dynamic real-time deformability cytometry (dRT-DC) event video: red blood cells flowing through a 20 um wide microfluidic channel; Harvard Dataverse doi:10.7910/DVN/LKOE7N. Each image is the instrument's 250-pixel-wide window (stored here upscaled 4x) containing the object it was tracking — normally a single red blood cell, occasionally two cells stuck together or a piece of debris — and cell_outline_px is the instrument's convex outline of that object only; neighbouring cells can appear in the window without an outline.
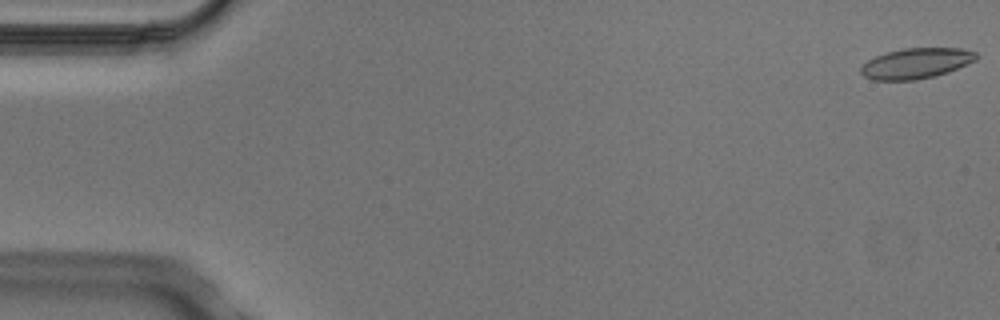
{"species": "Egyptian fruit bat (a non-hibernating species)", "species_latin": "Rousettus aegyptiacus", "temperature_condition": "cold", "stored_images_in_passage": 4, "camera_frame_rate_fps": 3000, "um_per_image_px": 0.085, "animal": {"sex": "male"}, "frame": {"image": 1, "passage_image": 1, "time_ms": 0.0, "image_size_px": [1000, 320], "cell_outline_px": [[976, 60], [948, 72], [916, 80], [872, 80], [864, 76], [860, 72], [860, 68], [868, 60], [876, 56], [888, 52], [904, 48], [960, 48], [976, 52]], "centroid_in_image_um": [77.85, 5.38], "position_along_channel_um": 7.1, "area_um2": 20.29}}